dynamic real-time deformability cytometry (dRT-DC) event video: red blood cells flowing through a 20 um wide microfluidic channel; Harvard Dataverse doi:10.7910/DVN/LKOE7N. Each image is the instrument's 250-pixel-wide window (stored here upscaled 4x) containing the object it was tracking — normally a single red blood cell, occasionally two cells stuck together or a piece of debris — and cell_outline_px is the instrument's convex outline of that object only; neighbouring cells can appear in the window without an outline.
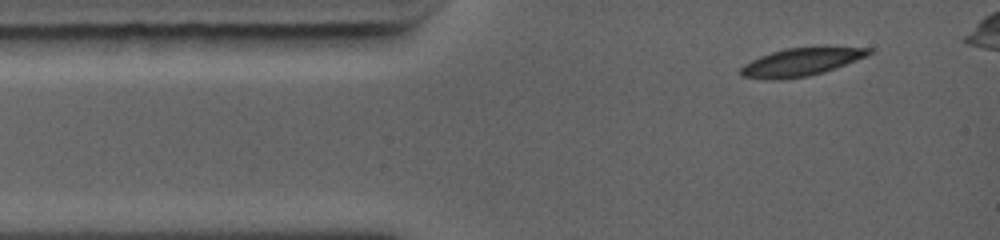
{"species": "common noctule bat (a hibernating species)", "species_latin": "Nyctalus noctula", "temperature_condition": "warm", "stored_images_in_passage": 4, "camera_frame_rate_fps": 5000, "um_per_image_px": 0.085, "animal": {"sex": "female", "body_mass_g": 19.0, "forearm_length_mm": 56.7}, "frame": {"image": 1, "passage_image": 1, "time_ms": 0.0, "image_size_px": [1000, 240], "cell_outline_px": [[876, 52], [868, 56], [824, 72], [808, 76], [780, 80], [764, 80], [740, 76], [740, 68], [744, 64], [760, 56], [784, 48], [820, 44], [828, 44], [872, 48]], "centroid_in_image_um": [68.19, 5.21], "position_along_channel_um": 16.8, "area_um2": 22.14}}
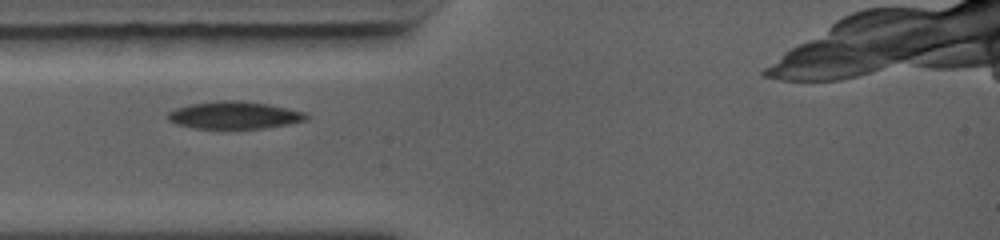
{"frame": {"image": 2, "passage_image": 3, "time_ms": 2.0, "image_size_px": [1000, 240], "cell_outline_px": [[308, 120], [288, 124], [264, 128], [192, 128], [176, 124], [168, 120], [168, 112], [176, 108], [188, 104], [216, 100], [236, 100], [268, 104], [304, 112], [308, 116]], "centroid_in_image_um": [19.88, 9.78], "position_along_channel_um": 65.1, "area_um2": 22.08}}
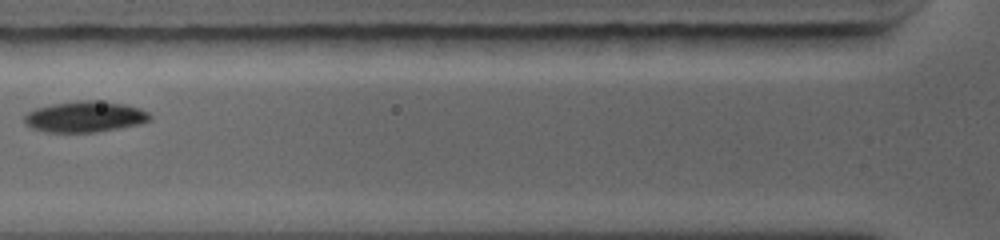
{"frame": {"image": 3, "passage_image": 4, "time_ms": 3.2, "image_size_px": [1000, 240], "cell_outline_px": [[152, 120], [140, 124], [96, 132], [44, 132], [32, 128], [24, 124], [24, 116], [28, 112], [36, 108], [52, 104], [80, 100], [92, 100], [124, 104], [140, 108], [148, 112], [152, 116]], "centroid_in_image_um": [7.22, 9.92], "position_along_channel_um": 118.6, "area_um2": 22.72}}